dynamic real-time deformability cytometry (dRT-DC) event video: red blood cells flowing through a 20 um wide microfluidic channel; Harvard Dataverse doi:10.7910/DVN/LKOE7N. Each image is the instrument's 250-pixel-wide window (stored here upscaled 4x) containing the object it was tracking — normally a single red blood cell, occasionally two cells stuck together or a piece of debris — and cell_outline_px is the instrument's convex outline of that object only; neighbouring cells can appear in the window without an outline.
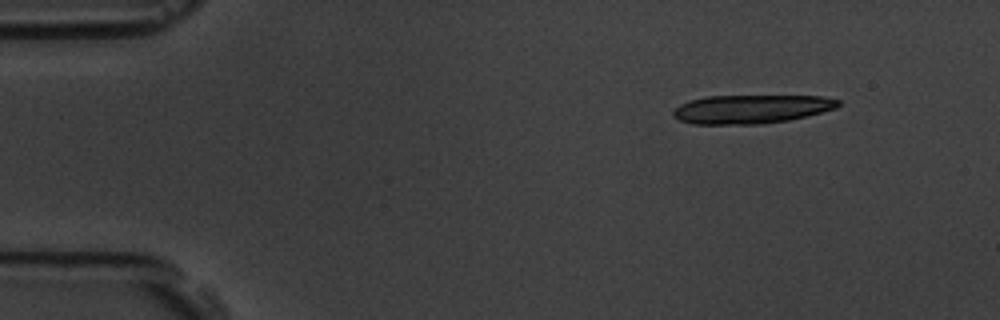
{"species": "common noctule bat (a hibernating species)", "species_latin": "Nyctalus noctula", "temperature_condition": "room temperature", "stored_images_in_passage": 3, "camera_frame_rate_fps": 3000, "um_per_image_px": 0.085, "animal": {"sex": "male", "body_mass_g": 19.5, "forearm_length_mm": 54.6}, "frame": {"image": 1, "passage_image": 1, "time_ms": 0.0, "image_size_px": [1000, 320], "cell_outline_px": [[840, 104], [836, 108], [788, 120], [764, 124], [692, 124], [680, 120], [672, 116], [672, 112], [680, 104], [692, 100], [708, 96], [824, 96], [840, 100]], "centroid_in_image_um": [63.85, 9.27], "position_along_channel_um": 21.2, "area_um2": 27.46}}